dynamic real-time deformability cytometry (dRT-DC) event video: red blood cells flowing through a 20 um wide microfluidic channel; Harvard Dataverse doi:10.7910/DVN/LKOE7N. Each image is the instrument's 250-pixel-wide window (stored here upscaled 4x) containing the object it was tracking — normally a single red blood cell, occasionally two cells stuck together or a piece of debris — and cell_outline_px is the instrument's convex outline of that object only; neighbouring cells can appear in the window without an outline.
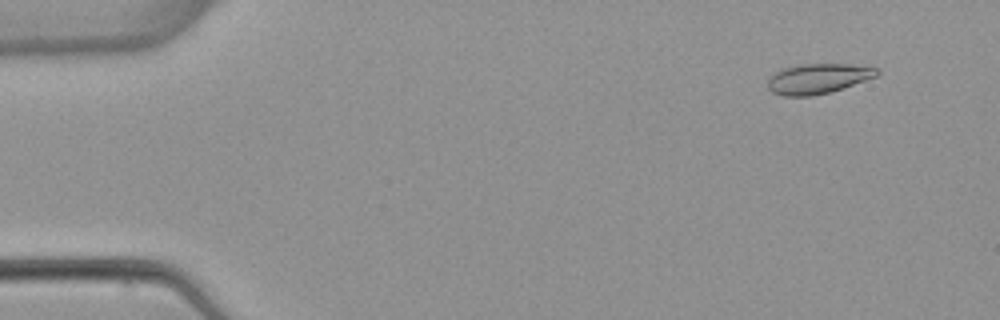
{"species": "common noctule bat (a hibernating species)", "species_latin": "Nyctalus noctula", "temperature_condition": "warm", "stored_images_in_passage": 5, "camera_frame_rate_fps": 3000, "um_per_image_px": 0.085, "animal": {"sex": "female", "body_mass_g": 22.7, "forearm_length_mm": 54.2}, "frame": {"image": 1, "passage_image": 2, "time_ms": 1.0, "image_size_px": [1000, 320], "cell_outline_px": [[880, 72], [876, 76], [844, 88], [832, 92], [812, 96], [784, 96], [772, 92], [768, 88], [768, 76], [780, 68], [800, 64], [848, 64], [880, 68]], "centroid_in_image_um": [69.5, 6.68], "position_along_channel_um": 15.5, "area_um2": 19.42}}
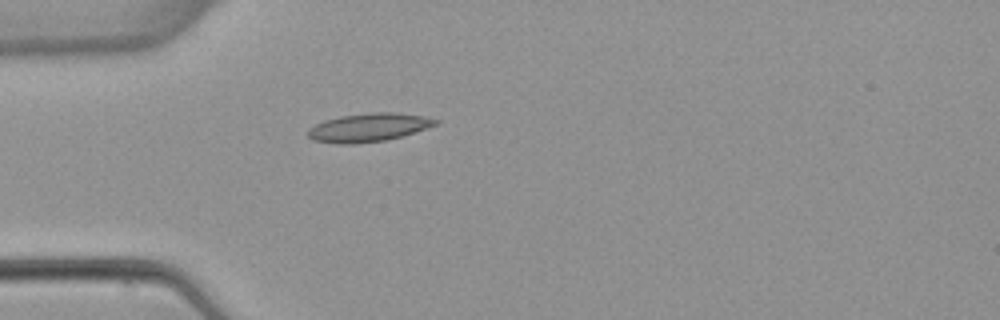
{"frame": {"image": 2, "passage_image": 5, "time_ms": 4.667, "image_size_px": [1000, 320], "cell_outline_px": [[440, 120], [436, 124], [400, 136], [384, 140], [356, 144], [336, 144], [312, 140], [308, 136], [308, 128], [324, 120], [340, 116], [368, 112], [392, 112], [424, 116]], "centroid_in_image_um": [31.26, 10.83], "position_along_channel_um": 53.7, "area_um2": 20.98}}